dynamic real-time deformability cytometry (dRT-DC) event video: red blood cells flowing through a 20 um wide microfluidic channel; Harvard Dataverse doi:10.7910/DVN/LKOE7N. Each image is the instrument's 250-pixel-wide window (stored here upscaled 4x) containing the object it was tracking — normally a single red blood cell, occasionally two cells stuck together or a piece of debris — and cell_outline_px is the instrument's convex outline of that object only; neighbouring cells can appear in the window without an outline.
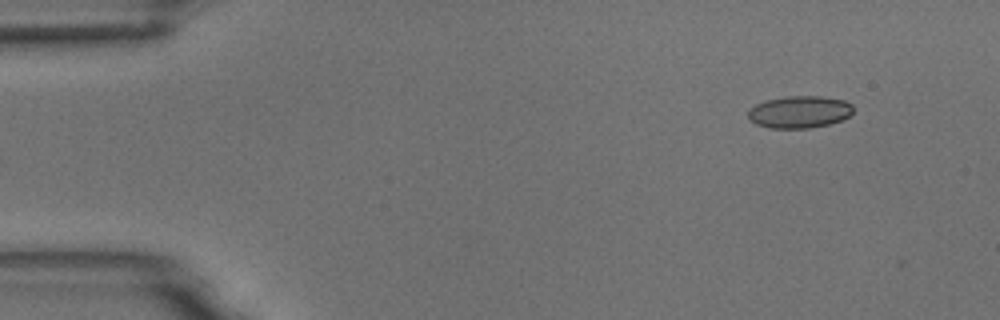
{"species": "common noctule bat (a hibernating species)", "species_latin": "Nyctalus noctula", "temperature_condition": "room temperature", "stored_images_in_passage": 50, "camera_frame_rate_fps": 3000, "um_per_image_px": 0.085, "animal": {"sex": "male", "body_mass_g": 18.8}, "frame": {"image": 1, "passage_image": 1, "time_ms": 0.0, "image_size_px": [1000, 320], "cell_outline_px": [[852, 112], [848, 116], [840, 120], [828, 124], [808, 128], [772, 128], [756, 124], [748, 116], [748, 112], [756, 104], [764, 100], [784, 96], [820, 96], [844, 100], [852, 104]], "centroid_in_image_um": [67.95, 9.5], "position_along_channel_um": 17.1, "area_um2": 19.54}}
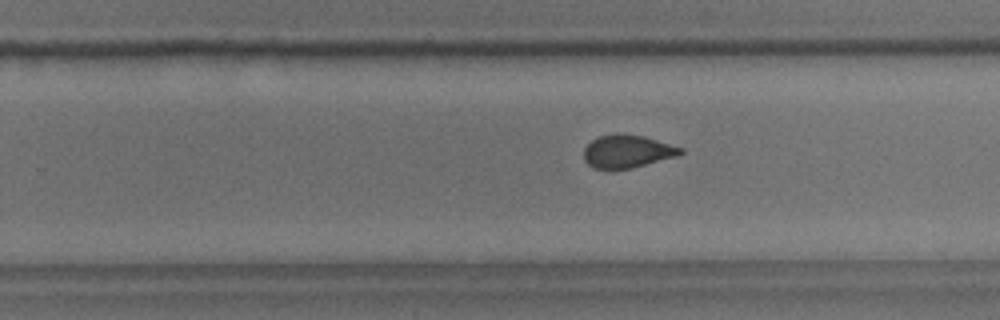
{"frame": {"image": 2, "passage_image": 30, "time_ms": 9.667, "image_size_px": [1000, 320], "cell_outline_px": [[684, 152], [676, 156], [632, 168], [592, 168], [584, 160], [584, 148], [592, 140], [600, 136], [616, 132], [620, 132], [644, 136], [684, 148]], "centroid_in_image_um": [53.32, 12.84], "position_along_channel_um": 276.5, "area_um2": 18.55}}
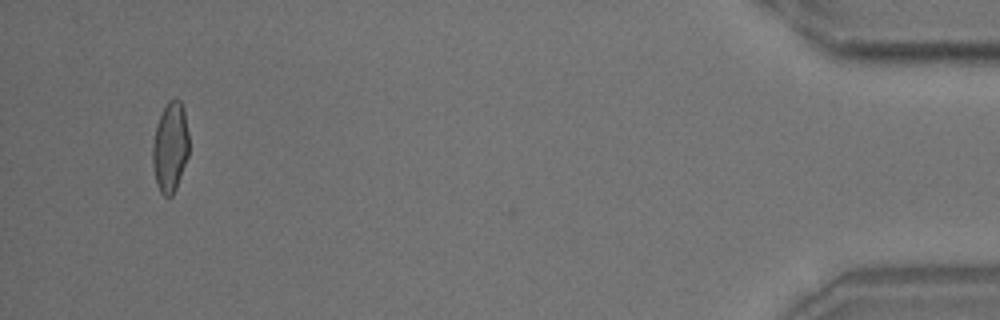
{"frame": {"image": 3, "passage_image": 48, "time_ms": 15.667, "image_size_px": [1000, 320], "cell_outline_px": [[188, 156], [176, 188], [172, 196], [164, 196], [160, 192], [156, 184], [152, 160], [152, 144], [156, 124], [168, 100], [176, 96], [180, 100], [184, 108], [188, 132]], "centroid_in_image_um": [14.46, 12.47], "position_along_channel_um": 420.7, "area_um2": 19.25}, "authors_computed_cell_mechanics": {"area_um2": 19.4786, "velocity_mm_per_s": 3.68, "shape_relaxation_time_tau1_ms": null, "shape_relaxation_time_tau2_ms": 1.1623, "deformation_change_tau1": null, "deformation_change_tau2": 0.0526}}